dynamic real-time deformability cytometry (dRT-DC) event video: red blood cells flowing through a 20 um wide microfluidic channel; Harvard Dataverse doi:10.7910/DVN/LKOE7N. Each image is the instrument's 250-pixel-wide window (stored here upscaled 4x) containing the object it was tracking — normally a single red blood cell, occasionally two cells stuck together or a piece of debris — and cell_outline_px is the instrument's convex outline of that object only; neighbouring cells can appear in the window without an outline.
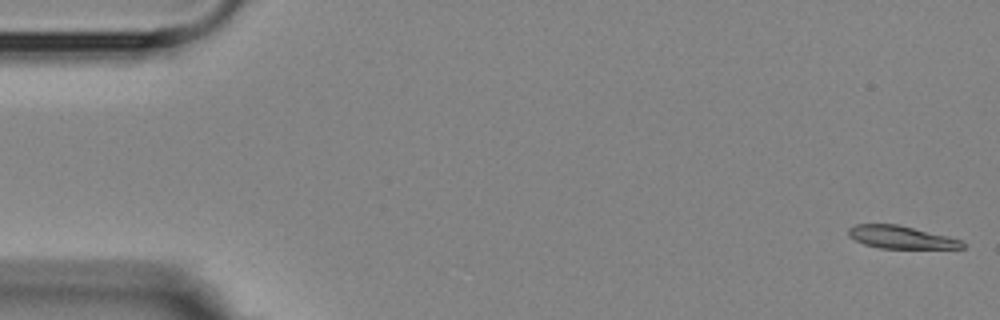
{"species": "Egyptian fruit bat (a non-hibernating species)", "species_latin": "Rousettus aegyptiacus", "temperature_condition": "room temperature", "stored_images_in_passage": 11, "camera_frame_rate_fps": 3000, "um_per_image_px": 0.085, "animal": {"sex": "female"}, "frame": {"image": 1, "passage_image": 1, "time_ms": 0.0, "image_size_px": [1000, 320], "cell_outline_px": [[964, 248], [880, 248], [864, 244], [848, 236], [848, 228], [856, 224], [896, 224], [948, 236], [960, 240], [964, 244]], "centroid_in_image_um": [76.55, 20.16], "position_along_channel_um": 8.5, "area_um2": 14.85}}
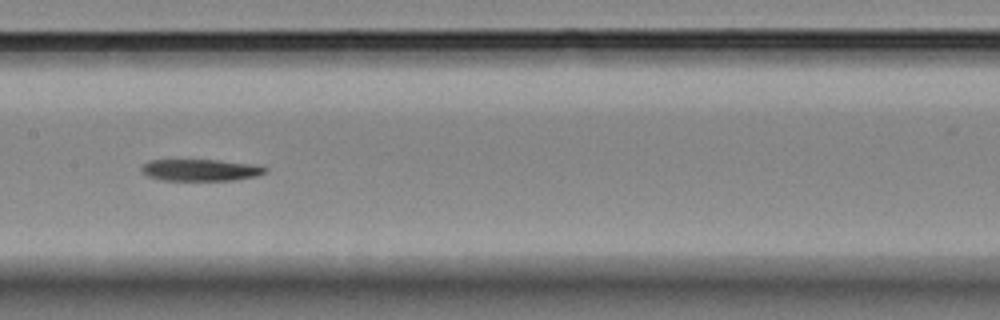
{"frame": {"image": 2, "passage_image": 8, "time_ms": 8.667, "image_size_px": [1000, 320], "cell_outline_px": [[268, 168], [264, 172], [256, 176], [232, 180], [160, 180], [148, 176], [140, 168], [148, 160], [216, 160], [248, 164]], "centroid_in_image_um": [16.98, 14.45], "position_along_channel_um": 190.4, "area_um2": 15.32}}
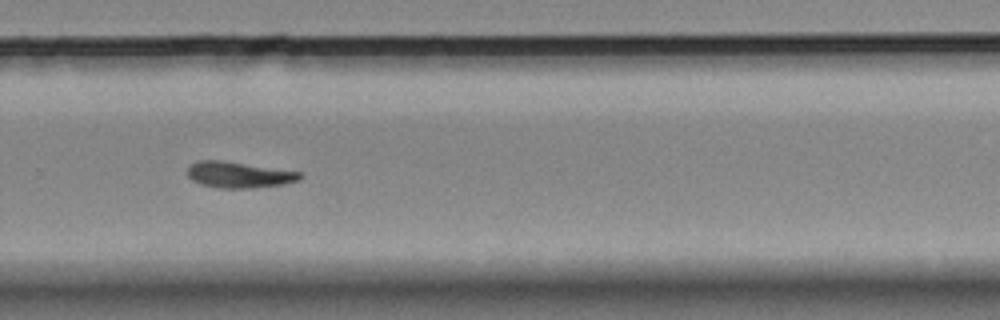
{"frame": {"image": 3, "passage_image": 11, "time_ms": 12.0, "image_size_px": [1000, 320], "cell_outline_px": [[304, 176], [300, 180], [284, 184], [252, 188], [220, 188], [200, 184], [192, 180], [188, 176], [188, 164], [196, 160], [220, 160], [300, 172]], "centroid_in_image_um": [20.28, 14.85], "position_along_channel_um": 309.5, "area_um2": 17.11}}